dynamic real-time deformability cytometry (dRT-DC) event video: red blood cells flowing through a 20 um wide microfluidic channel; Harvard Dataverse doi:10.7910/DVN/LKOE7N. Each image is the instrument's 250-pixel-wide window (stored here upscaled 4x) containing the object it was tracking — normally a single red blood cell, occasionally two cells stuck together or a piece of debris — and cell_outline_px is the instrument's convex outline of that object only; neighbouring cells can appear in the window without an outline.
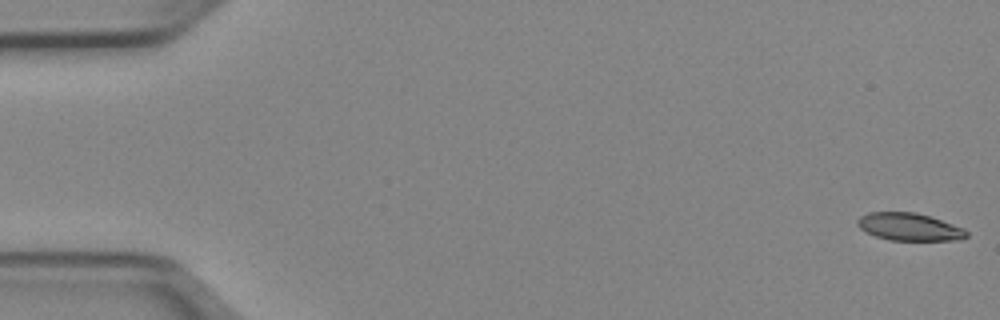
{"species": "Egyptian fruit bat (a non-hibernating species)", "species_latin": "Rousettus aegyptiacus", "temperature_condition": "cold", "stored_images_in_passage": 51, "camera_frame_rate_fps": 3000, "um_per_image_px": 0.085, "animal": {"sex": "female"}, "frame": {"image": 1, "passage_image": 1, "time_ms": 0.0, "image_size_px": [1000, 320], "cell_outline_px": [[968, 236], [960, 240], [888, 240], [876, 236], [860, 228], [856, 224], [856, 220], [860, 216], [868, 212], [916, 212], [964, 228], [968, 232]], "centroid_in_image_um": [77.28, 19.28], "position_along_channel_um": 7.7, "area_um2": 17.46}}
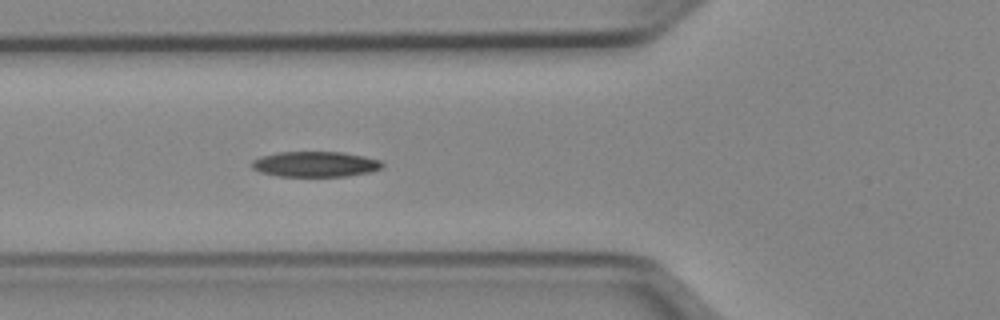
{"frame": {"image": 2, "passage_image": 19, "time_ms": 6.0, "image_size_px": [1000, 320], "cell_outline_px": [[384, 164], [380, 168], [372, 172], [348, 176], [276, 176], [260, 172], [252, 168], [252, 160], [260, 156], [276, 152], [344, 152], [364, 156], [380, 160]], "centroid_in_image_um": [26.79, 13.95], "position_along_channel_um": 99.0, "area_um2": 19.48}}
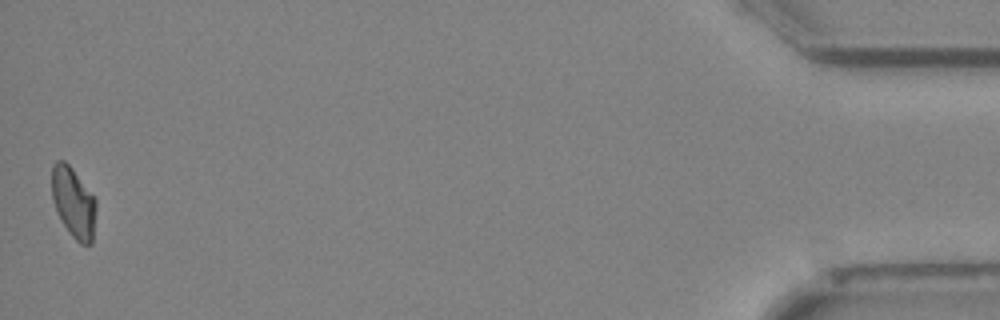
{"frame": {"image": 3, "passage_image": 51, "time_ms": 16.667, "image_size_px": [1000, 320], "cell_outline_px": [[96, 208], [92, 244], [80, 244], [72, 236], [64, 224], [52, 200], [52, 164], [56, 160], [64, 160], [72, 168], [96, 200]], "centroid_in_image_um": [6.24, 17.2], "position_along_channel_um": 429.0, "area_um2": 17.92}, "authors_computed_cell_mechanics": {"area_um2": 19.0162, "velocity_mm_per_s": 3.9512, "shape_relaxation_time_tau1_ms": 5.3854, "shape_relaxation_time_tau2_ms": null, "deformation_change_tau1": 0.1542, "deformation_change_tau2": null}}